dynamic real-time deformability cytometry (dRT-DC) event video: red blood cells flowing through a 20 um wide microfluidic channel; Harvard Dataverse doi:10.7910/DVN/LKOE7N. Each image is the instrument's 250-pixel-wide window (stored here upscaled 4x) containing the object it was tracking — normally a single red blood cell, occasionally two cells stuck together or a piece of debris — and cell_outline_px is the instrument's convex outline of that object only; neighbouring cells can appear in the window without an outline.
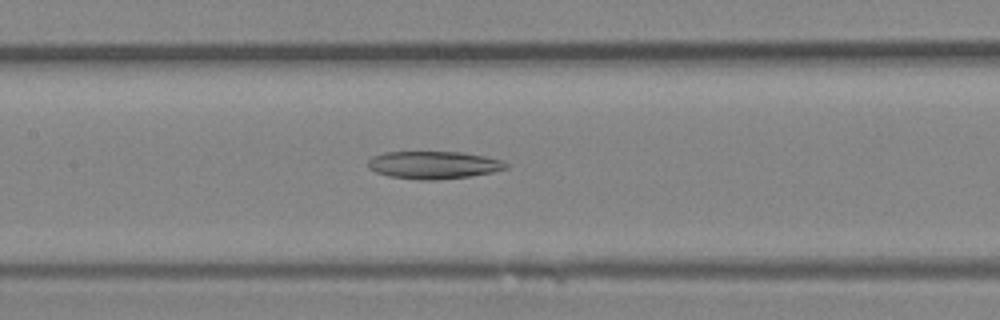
{"species": "Egyptian fruit bat (a non-hibernating species)", "species_latin": "Rousettus aegyptiacus", "temperature_condition": "room temperature", "stored_images_in_passage": 28, "camera_frame_rate_fps": 3000, "um_per_image_px": 0.085, "animal": {"sex": "female"}, "frame": {"image": 1, "passage_image": 7, "time_ms": 2.0, "image_size_px": [1000, 320], "cell_outline_px": [[508, 168], [492, 172], [468, 176], [436, 180], [420, 180], [388, 176], [376, 172], [368, 168], [368, 160], [372, 156], [384, 152], [460, 152], [484, 156], [500, 160], [508, 164]], "centroid_in_image_um": [36.82, 14.02], "position_along_channel_um": 170.6, "area_um2": 22.14}}
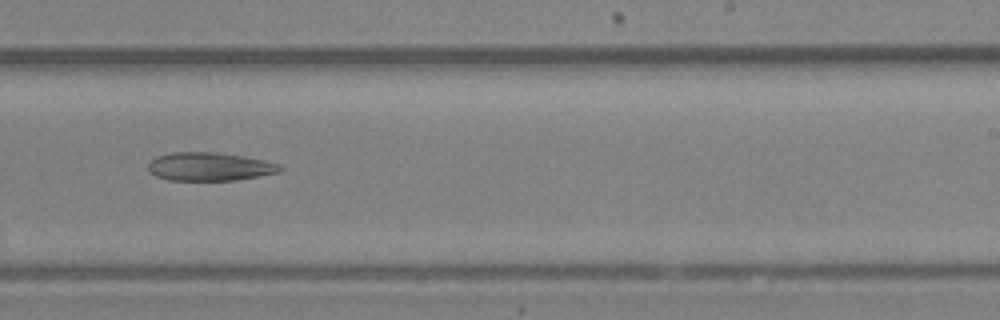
{"frame": {"image": 2, "passage_image": 13, "time_ms": 4.0, "image_size_px": [1000, 320], "cell_outline_px": [[284, 168], [280, 172], [260, 176], [236, 180], [168, 180], [156, 176], [148, 172], [148, 164], [156, 156], [172, 152], [216, 152], [244, 156], [264, 160], [280, 164]], "centroid_in_image_um": [17.82, 14.16], "position_along_channel_um": 271.2, "area_um2": 21.96}}
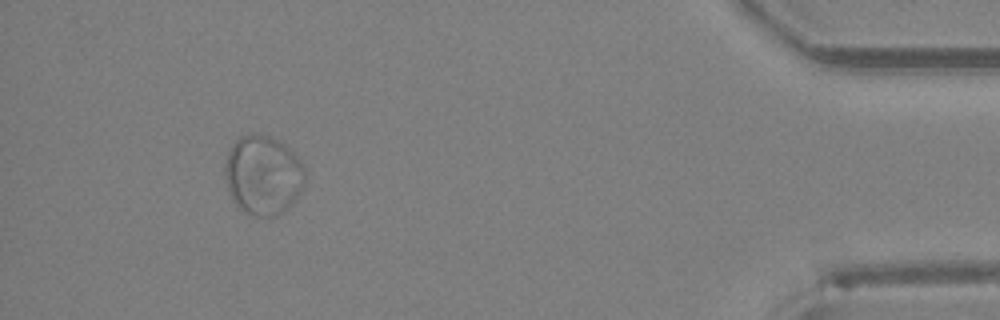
{"frame": {"image": 3, "passage_image": 25, "time_ms": 8.0, "image_size_px": [1000, 320], "cell_outline_px": [[308, 180], [304, 188], [288, 208], [276, 216], [256, 216], [244, 212], [240, 208], [232, 196], [228, 188], [224, 176], [224, 168], [228, 152], [232, 144], [240, 136], [252, 132], [268, 136], [284, 144], [304, 164]], "centroid_in_image_um": [22.39, 14.87], "position_along_channel_um": 412.8, "area_um2": 37.4}}